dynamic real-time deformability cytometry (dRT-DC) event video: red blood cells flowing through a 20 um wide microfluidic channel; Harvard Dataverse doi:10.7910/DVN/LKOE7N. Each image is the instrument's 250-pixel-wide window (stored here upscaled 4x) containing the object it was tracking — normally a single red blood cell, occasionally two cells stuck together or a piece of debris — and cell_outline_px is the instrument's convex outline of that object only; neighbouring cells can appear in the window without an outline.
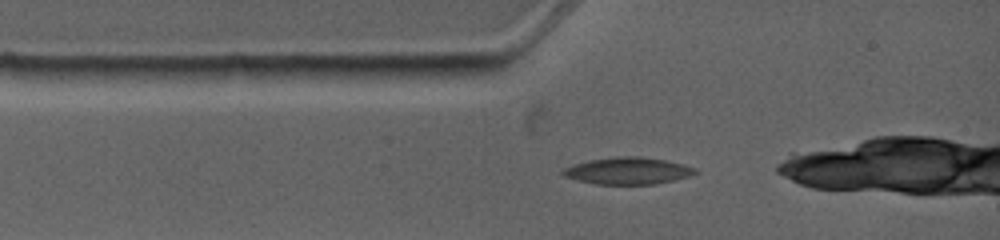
{"species": "common noctule bat (a hibernating species)", "species_latin": "Nyctalus noctula", "temperature_condition": "warm", "stored_images_in_passage": 3, "camera_frame_rate_fps": 4500, "um_per_image_px": 0.085, "animal": {"sex": "female", "body_mass_g": 19.0, "forearm_length_mm": 53.3}, "frame": {"image": 1, "passage_image": 1, "time_ms": 0.0, "image_size_px": [1000, 240], "cell_outline_px": [[700, 172], [688, 176], [672, 180], [652, 184], [596, 184], [564, 176], [560, 172], [564, 168], [572, 164], [592, 160], [616, 156], [640, 156], [664, 160], [684, 164], [696, 168]], "centroid_in_image_um": [53.38, 14.51], "position_along_channel_um": 31.6, "area_um2": 20.58}}
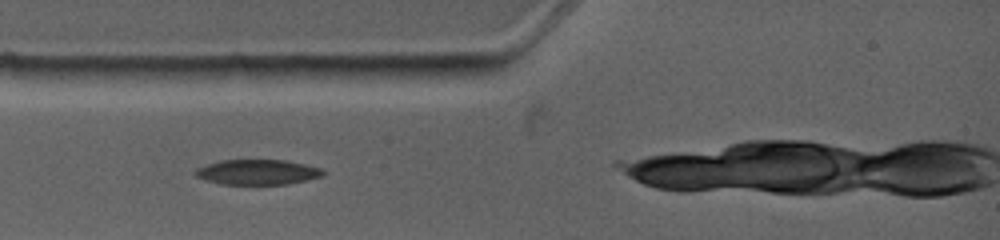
{"frame": {"image": 2, "passage_image": 2, "time_ms": 0.889, "image_size_px": [1000, 240], "cell_outline_px": [[324, 176], [308, 180], [288, 184], [224, 184], [208, 180], [196, 176], [192, 172], [196, 168], [220, 160], [288, 160], [320, 168], [324, 172]], "centroid_in_image_um": [21.91, 14.62], "position_along_channel_um": 63.1, "area_um2": 18.67}}